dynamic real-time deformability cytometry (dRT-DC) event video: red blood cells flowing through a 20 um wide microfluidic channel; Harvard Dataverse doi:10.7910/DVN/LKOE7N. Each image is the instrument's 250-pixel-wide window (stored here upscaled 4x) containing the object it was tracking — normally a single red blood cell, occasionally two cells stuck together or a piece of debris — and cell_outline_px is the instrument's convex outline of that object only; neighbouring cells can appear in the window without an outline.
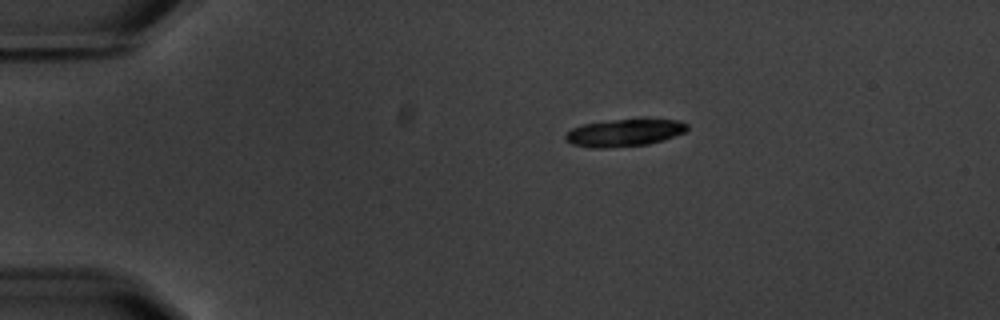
{"species": "common noctule bat (a hibernating species)", "species_latin": "Nyctalus noctula", "temperature_condition": "warm", "stored_images_in_passage": 2, "camera_frame_rate_fps": 3000, "um_per_image_px": 0.085, "animal": {"sex": "male", "body_mass_g": 20.1, "forearm_length_mm": 53.5}, "frame": {"image": 1, "passage_image": 1, "time_ms": 0.0, "image_size_px": [1000, 320], "cell_outline_px": [[688, 128], [684, 132], [664, 140], [648, 144], [604, 148], [592, 148], [572, 144], [564, 140], [564, 136], [572, 128], [580, 124], [612, 120], [680, 120], [688, 124]], "centroid_in_image_um": [53.03, 11.29], "position_along_channel_um": 32.0, "area_um2": 19.25}}